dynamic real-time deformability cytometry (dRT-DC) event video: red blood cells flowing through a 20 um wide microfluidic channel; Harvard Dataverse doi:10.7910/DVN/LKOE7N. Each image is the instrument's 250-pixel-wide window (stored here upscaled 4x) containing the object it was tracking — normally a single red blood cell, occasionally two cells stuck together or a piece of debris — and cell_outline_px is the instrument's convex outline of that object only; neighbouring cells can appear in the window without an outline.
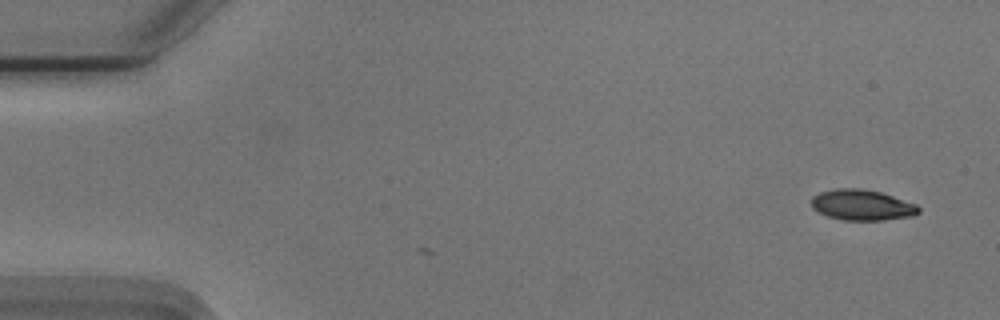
{"species": "Egyptian fruit bat (a non-hibernating species)", "species_latin": "Rousettus aegyptiacus", "temperature_condition": "cold", "stored_images_in_passage": 3, "camera_frame_rate_fps": 3000, "um_per_image_px": 0.085, "animal": {"sex": "male"}, "frame": {"image": 1, "passage_image": 1, "time_ms": 0.0, "image_size_px": [1000, 320], "cell_outline_px": [[920, 212], [912, 216], [884, 220], [844, 220], [828, 216], [812, 208], [812, 196], [820, 192], [836, 188], [864, 188], [880, 192], [916, 204], [920, 208]], "centroid_in_image_um": [73.27, 17.42], "position_along_channel_um": 11.7, "area_um2": 19.13}}